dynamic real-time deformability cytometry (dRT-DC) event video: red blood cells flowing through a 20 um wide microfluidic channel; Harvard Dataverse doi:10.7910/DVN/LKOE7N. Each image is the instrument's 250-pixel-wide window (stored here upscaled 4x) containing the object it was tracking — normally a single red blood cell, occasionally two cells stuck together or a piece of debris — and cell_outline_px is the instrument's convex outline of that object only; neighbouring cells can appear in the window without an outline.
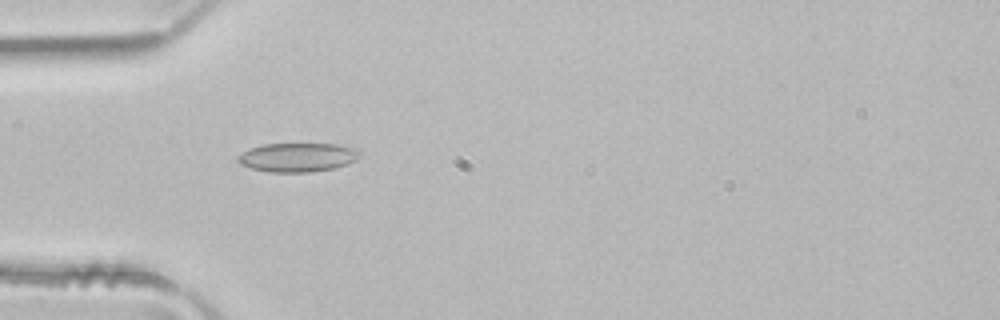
{"species": "common noctule bat (a hibernating species)", "species_latin": "Nyctalus noctula", "temperature_condition": "room temperature", "stored_images_in_passage": 4, "camera_frame_rate_fps": 3000, "um_per_image_px": 0.085, "animal": {"sex": "male", "body_mass_g": 21.5, "forearm_length_mm": 52.0}, "frame": {"image": 1, "passage_image": 4, "time_ms": 1.0, "image_size_px": [1000, 320], "cell_outline_px": [[360, 156], [356, 160], [332, 168], [308, 172], [268, 172], [252, 168], [240, 164], [236, 160], [236, 156], [248, 148], [264, 144], [336, 144], [360, 148]], "centroid_in_image_um": [25.27, 13.36], "position_along_channel_um": 59.7, "area_um2": 20.63}}